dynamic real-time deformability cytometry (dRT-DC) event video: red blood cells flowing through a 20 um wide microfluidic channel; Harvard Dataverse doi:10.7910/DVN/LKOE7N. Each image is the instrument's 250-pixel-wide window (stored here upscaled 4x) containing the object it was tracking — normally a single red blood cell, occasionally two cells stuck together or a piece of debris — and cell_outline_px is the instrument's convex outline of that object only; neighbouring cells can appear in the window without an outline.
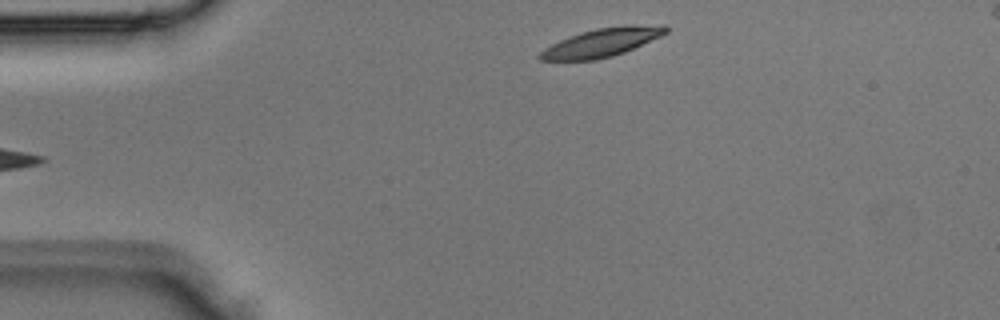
{"species": "Egyptian fruit bat (a non-hibernating species)", "species_latin": "Rousettus aegyptiacus", "temperature_condition": "room temperature", "stored_images_in_passage": 4, "camera_frame_rate_fps": 3000, "um_per_image_px": 0.085, "animal": {"sex": "male"}, "frame": {"image": 1, "passage_image": 4, "time_ms": 1.0, "image_size_px": [1000, 320], "cell_outline_px": [[668, 32], [660, 36], [624, 52], [612, 56], [596, 60], [540, 60], [536, 56], [544, 48], [568, 36], [580, 32], [596, 28], [624, 24], [664, 24], [668, 28]], "centroid_in_image_um": [51.17, 3.59], "position_along_channel_um": 33.8, "area_um2": 21.1}}